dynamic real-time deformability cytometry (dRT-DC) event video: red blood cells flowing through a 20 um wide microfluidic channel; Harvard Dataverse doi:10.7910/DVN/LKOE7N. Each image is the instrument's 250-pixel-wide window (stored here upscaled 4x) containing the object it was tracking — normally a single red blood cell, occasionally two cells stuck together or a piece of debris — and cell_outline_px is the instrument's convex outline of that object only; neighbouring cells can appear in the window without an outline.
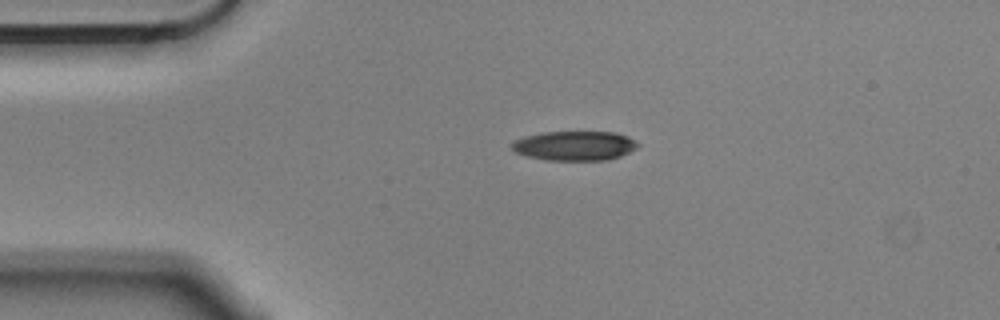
{"species": "Egyptian fruit bat (a non-hibernating species)", "species_latin": "Rousettus aegyptiacus", "temperature_condition": "cold", "stored_images_in_passage": 2, "camera_frame_rate_fps": 3000, "um_per_image_px": 0.085, "animal": {"sex": "male"}, "frame": {"image": 1, "passage_image": 1, "time_ms": 0.0, "image_size_px": [1000, 320], "cell_outline_px": [[640, 144], [636, 148], [620, 156], [608, 160], [544, 160], [528, 156], [516, 152], [512, 148], [512, 144], [516, 140], [524, 136], [544, 132], [616, 132], [628, 136]], "centroid_in_image_um": [48.87, 12.39], "position_along_channel_um": 36.1, "area_um2": 21.56}}